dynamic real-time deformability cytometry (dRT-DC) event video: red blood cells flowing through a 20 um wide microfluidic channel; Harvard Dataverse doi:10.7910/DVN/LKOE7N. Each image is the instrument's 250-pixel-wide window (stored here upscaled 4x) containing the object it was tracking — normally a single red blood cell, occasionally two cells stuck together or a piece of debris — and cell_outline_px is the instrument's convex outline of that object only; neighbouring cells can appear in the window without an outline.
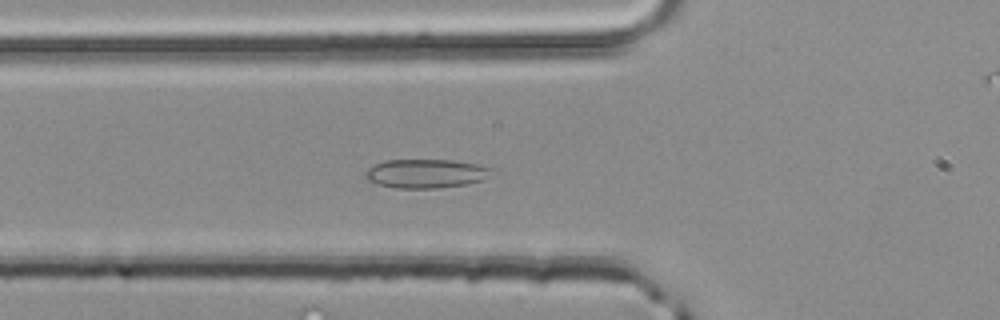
{"species": "common noctule bat (a hibernating species)", "species_latin": "Nyctalus noctula", "temperature_condition": "room temperature", "stored_images_in_passage": 38, "camera_frame_rate_fps": 3000, "um_per_image_px": 0.085, "animal": {"sex": "male", "body_mass_g": 20.4}, "frame": {"image": 1, "passage_image": 13, "time_ms": 4.0, "image_size_px": [1000, 320], "cell_outline_px": [[500, 172], [484, 180], [468, 184], [436, 188], [396, 188], [376, 184], [364, 180], [364, 172], [368, 168], [384, 160], [452, 160], [480, 164], [496, 168]], "centroid_in_image_um": [36.3, 14.75], "position_along_channel_um": 89.5, "area_um2": 22.02}}
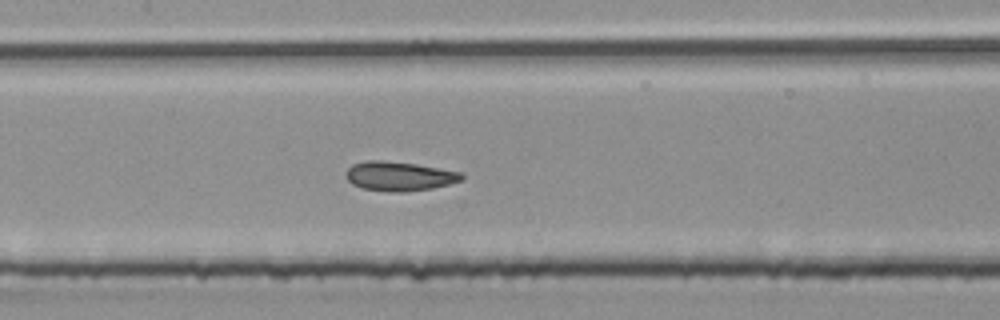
{"frame": {"image": 2, "passage_image": 19, "time_ms": 6.0, "image_size_px": [1000, 320], "cell_outline_px": [[464, 180], [432, 188], [404, 192], [388, 192], [360, 188], [352, 184], [344, 176], [344, 172], [352, 164], [364, 160], [384, 160], [416, 164], [464, 172]], "centroid_in_image_um": [33.91, 14.97], "position_along_channel_um": 173.5, "area_um2": 20.17}}
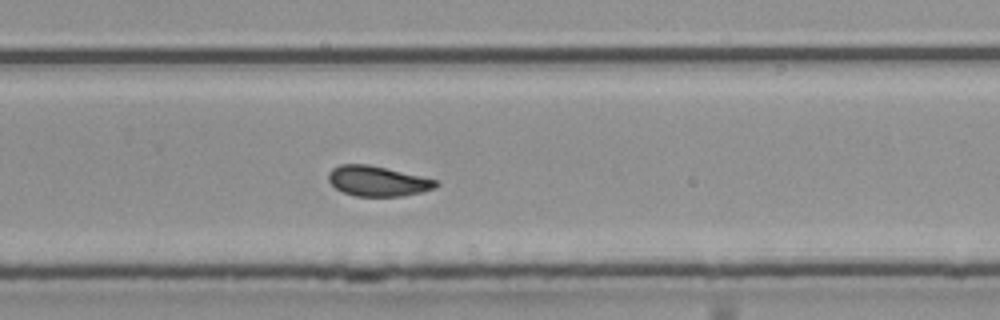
{"frame": {"image": 3, "passage_image": 28, "time_ms": 9.0, "image_size_px": [1000, 320], "cell_outline_px": [[440, 184], [436, 188], [404, 196], [356, 196], [344, 192], [336, 188], [328, 180], [328, 172], [332, 168], [340, 164], [368, 164], [420, 176], [436, 180]], "centroid_in_image_um": [32.08, 15.39], "position_along_channel_um": 297.7, "area_um2": 18.79}, "authors_computed_cell_mechanics": {"area_um2": 19.6809, "velocity_mm_per_s": 4.1679, "shape_relaxation_time_tau1_ms": null, "shape_relaxation_time_tau2_ms": 1.0746, "deformation_change_tau1": null, "deformation_change_tau2": 0.067}}